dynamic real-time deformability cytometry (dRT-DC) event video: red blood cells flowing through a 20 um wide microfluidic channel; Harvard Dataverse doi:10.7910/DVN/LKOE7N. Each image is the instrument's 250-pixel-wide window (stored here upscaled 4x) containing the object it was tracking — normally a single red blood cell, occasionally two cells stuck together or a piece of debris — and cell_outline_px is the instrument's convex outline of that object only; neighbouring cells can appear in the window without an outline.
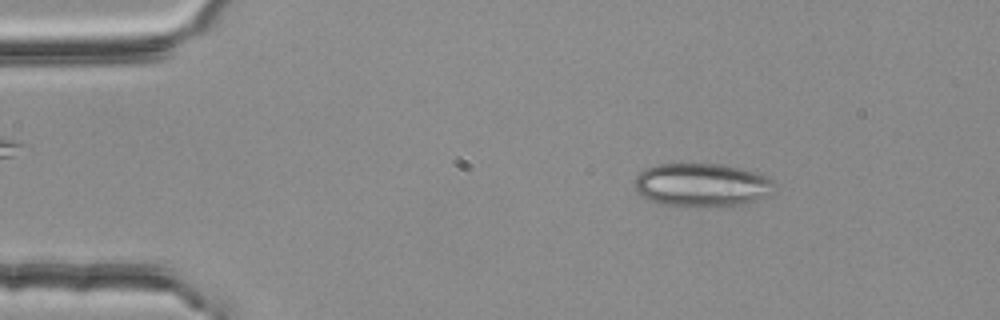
{"species": "common noctule bat (a hibernating species)", "species_latin": "Nyctalus noctula", "temperature_condition": "room temperature", "stored_images_in_passage": 53, "camera_frame_rate_fps": 3000, "um_per_image_px": 0.085, "animal": {"sex": "female", "body_mass_g": 25.1}, "frame": {"image": 1, "passage_image": 8, "time_ms": 2.333, "image_size_px": [1000, 320], "cell_outline_px": [[776, 184], [756, 200], [748, 204], [708, 208], [660, 204], [648, 200], [640, 196], [636, 192], [632, 184], [636, 176], [640, 172], [656, 164], [688, 160], [724, 164], [756, 172], [772, 180]], "centroid_in_image_um": [59.54, 15.69], "position_along_channel_um": 25.5, "area_um2": 36.7}}
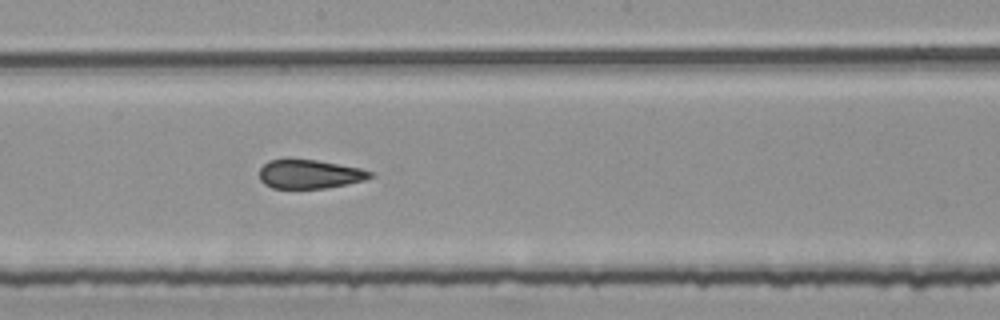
{"frame": {"image": 2, "passage_image": 29, "time_ms": 9.333, "image_size_px": [1000, 320], "cell_outline_px": [[372, 176], [364, 180], [324, 188], [272, 188], [264, 184], [260, 180], [260, 168], [268, 160], [284, 156], [288, 156], [316, 160], [360, 168], [372, 172]], "centroid_in_image_um": [26.22, 14.75], "position_along_channel_um": 222.0, "area_um2": 19.02}}
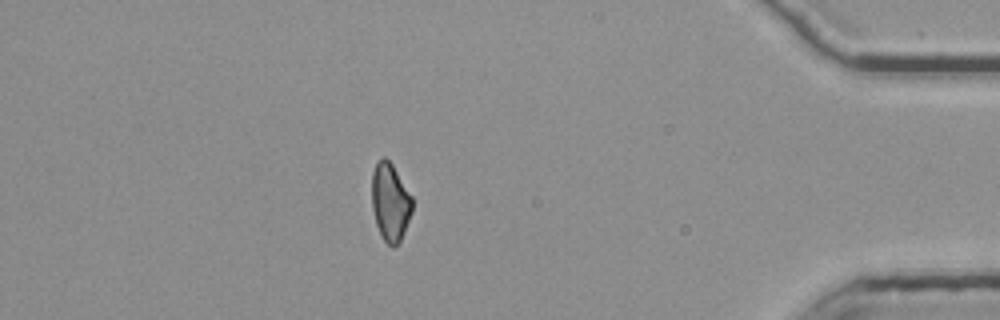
{"frame": {"image": 3, "passage_image": 47, "time_ms": 15.333, "image_size_px": [1000, 320], "cell_outline_px": [[412, 212], [400, 240], [392, 248], [384, 240], [376, 224], [372, 208], [372, 172], [376, 160], [384, 156], [392, 164], [412, 196]], "centroid_in_image_um": [33.15, 17.14], "position_along_channel_um": 402.0, "area_um2": 18.26}, "authors_computed_cell_mechanics": {"area_um2": 19.8254, "velocity_mm_per_s": 3.7755, "shape_relaxation_time_tau1_ms": null, "shape_relaxation_time_tau2_ms": 2.0427, "deformation_change_tau1": null, "deformation_change_tau2": 0.0917}}